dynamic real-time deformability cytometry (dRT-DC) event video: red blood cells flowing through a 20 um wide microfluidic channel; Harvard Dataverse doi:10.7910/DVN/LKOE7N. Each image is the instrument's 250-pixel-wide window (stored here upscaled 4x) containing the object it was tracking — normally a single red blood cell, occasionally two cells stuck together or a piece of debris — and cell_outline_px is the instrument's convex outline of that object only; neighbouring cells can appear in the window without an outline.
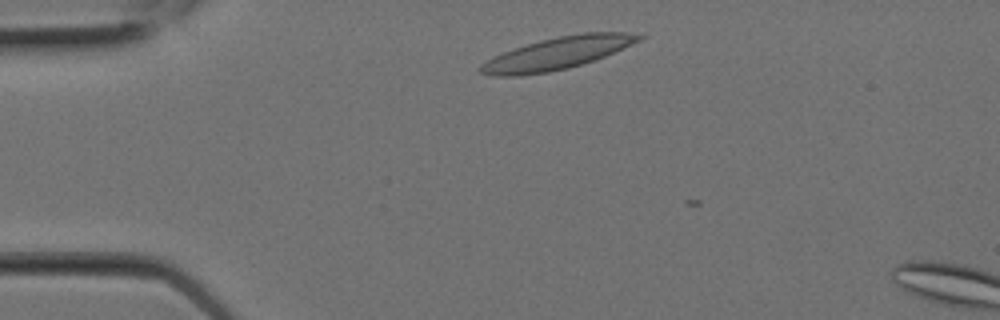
{"species": "Egyptian fruit bat (a non-hibernating species)", "species_latin": "Rousettus aegyptiacus", "temperature_condition": "room temperature", "stored_images_in_passage": 3, "camera_frame_rate_fps": 3000, "um_per_image_px": 0.085, "animal": {"sex": "female"}, "frame": {"image": 1, "passage_image": 2, "time_ms": 0.333, "image_size_px": [1000, 320], "cell_outline_px": [[644, 36], [640, 40], [604, 56], [568, 68], [548, 72], [520, 76], [488, 76], [480, 72], [476, 68], [480, 64], [504, 52], [540, 40], [560, 36], [584, 32], [628, 32]], "centroid_in_image_um": [47.32, 4.54], "position_along_channel_um": 37.7, "area_um2": 29.25}}